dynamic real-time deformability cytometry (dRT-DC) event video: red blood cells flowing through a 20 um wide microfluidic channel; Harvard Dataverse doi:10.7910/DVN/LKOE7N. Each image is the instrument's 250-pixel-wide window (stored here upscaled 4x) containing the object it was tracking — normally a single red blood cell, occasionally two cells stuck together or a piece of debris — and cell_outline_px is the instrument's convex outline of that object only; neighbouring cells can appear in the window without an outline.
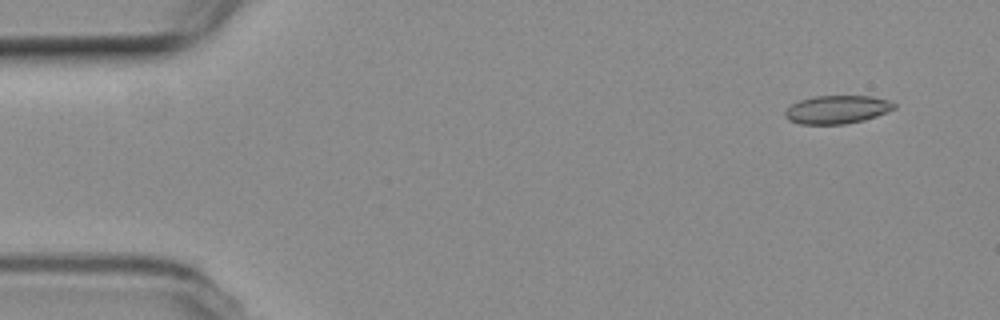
{"species": "common noctule bat (a hibernating species)", "species_latin": "Nyctalus noctula", "temperature_condition": "room temperature", "stored_images_in_passage": 7, "camera_frame_rate_fps": 3000, "um_per_image_px": 0.085, "animal": {"sex": "female", "body_mass_g": 19.3, "forearm_length_mm": 54.1}, "frame": {"image": 1, "passage_image": 1, "time_ms": 0.0, "image_size_px": [1000, 320], "cell_outline_px": [[896, 108], [876, 116], [864, 120], [844, 124], [800, 124], [788, 120], [784, 116], [784, 112], [792, 104], [800, 100], [816, 96], [872, 96], [888, 100], [896, 104]], "centroid_in_image_um": [71.15, 9.31], "position_along_channel_um": 13.9, "area_um2": 17.92}}
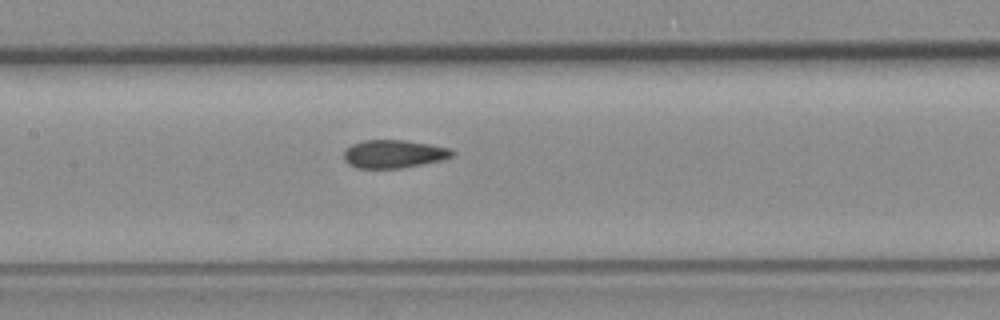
{"frame": {"image": 2, "passage_image": 7, "time_ms": 7.667, "image_size_px": [1000, 320], "cell_outline_px": [[456, 152], [452, 156], [440, 160], [400, 168], [356, 168], [348, 164], [344, 160], [344, 152], [352, 144], [364, 140], [404, 140], [452, 148]], "centroid_in_image_um": [33.46, 13.08], "position_along_channel_um": 173.9, "area_um2": 17.63}}